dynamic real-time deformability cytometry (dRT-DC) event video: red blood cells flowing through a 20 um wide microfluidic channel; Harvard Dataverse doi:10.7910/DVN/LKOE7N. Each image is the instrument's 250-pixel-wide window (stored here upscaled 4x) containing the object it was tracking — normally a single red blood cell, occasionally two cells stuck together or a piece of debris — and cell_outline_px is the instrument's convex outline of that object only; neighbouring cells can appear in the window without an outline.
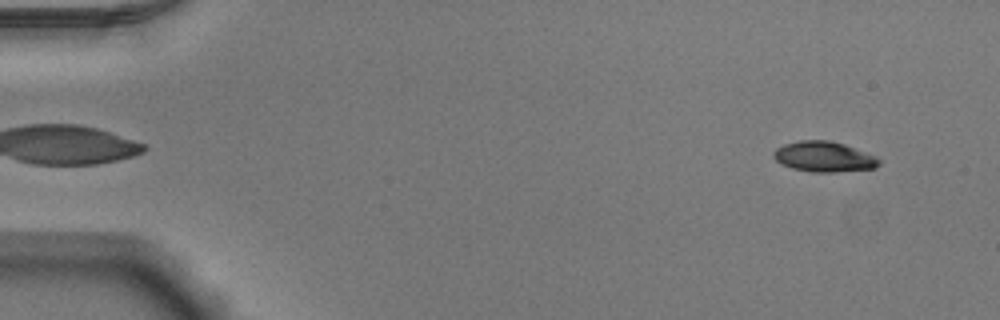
{"species": "Egyptian fruit bat (a non-hibernating species)", "species_latin": "Rousettus aegyptiacus", "temperature_condition": "warm", "stored_images_in_passage": 52, "camera_frame_rate_fps": 3000, "um_per_image_px": 0.085, "animal": {"sex": "male"}, "frame": {"image": 1, "passage_image": 4, "time_ms": 1.0, "image_size_px": [1000, 320], "cell_outline_px": [[880, 164], [876, 168], [836, 172], [812, 172], [792, 168], [780, 164], [772, 156], [772, 152], [776, 148], [784, 144], [800, 140], [828, 140], [844, 144], [876, 156], [880, 160]], "centroid_in_image_um": [70.02, 13.32], "position_along_channel_um": 15.0, "area_um2": 18.79}}
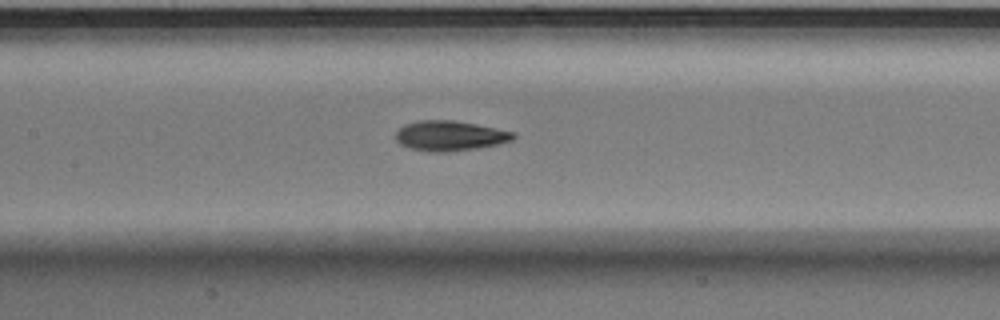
{"frame": {"image": 2, "passage_image": 25, "time_ms": 8.0, "image_size_px": [1000, 320], "cell_outline_px": [[516, 136], [512, 140], [496, 144], [476, 148], [444, 152], [432, 152], [408, 148], [400, 144], [396, 140], [396, 132], [404, 124], [420, 120], [452, 120], [476, 124], [516, 132]], "centroid_in_image_um": [38.22, 11.53], "position_along_channel_um": 169.2, "area_um2": 20.52}}
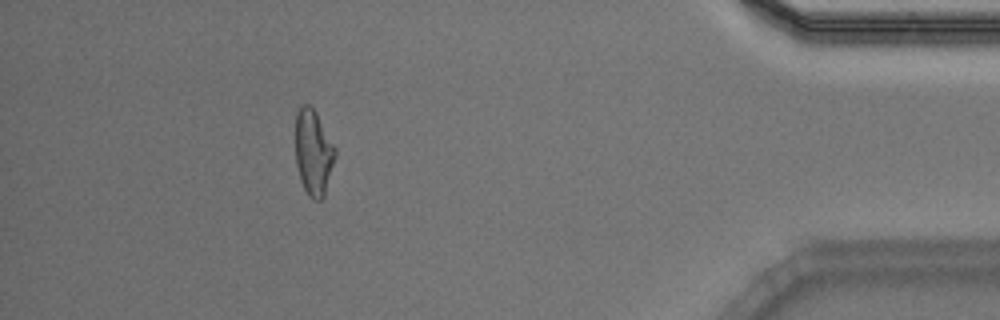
{"frame": {"image": 3, "passage_image": 47, "time_ms": 15.333, "image_size_px": [1000, 320], "cell_outline_px": [[336, 156], [324, 196], [320, 200], [312, 200], [308, 196], [300, 180], [296, 164], [296, 112], [300, 104], [308, 104], [316, 112], [336, 148]], "centroid_in_image_um": [26.64, 12.96], "position_along_channel_um": 408.6, "area_um2": 19.94}, "authors_computed_cell_mechanics": {"area_um2": 19.7676, "velocity_mm_per_s": 3.9244, "shape_relaxation_time_tau1_ms": 3.8983, "shape_relaxation_time_tau2_ms": 1.8359, "deformation_change_tau1": 0.1833, "deformation_change_tau2": 0.0968}}